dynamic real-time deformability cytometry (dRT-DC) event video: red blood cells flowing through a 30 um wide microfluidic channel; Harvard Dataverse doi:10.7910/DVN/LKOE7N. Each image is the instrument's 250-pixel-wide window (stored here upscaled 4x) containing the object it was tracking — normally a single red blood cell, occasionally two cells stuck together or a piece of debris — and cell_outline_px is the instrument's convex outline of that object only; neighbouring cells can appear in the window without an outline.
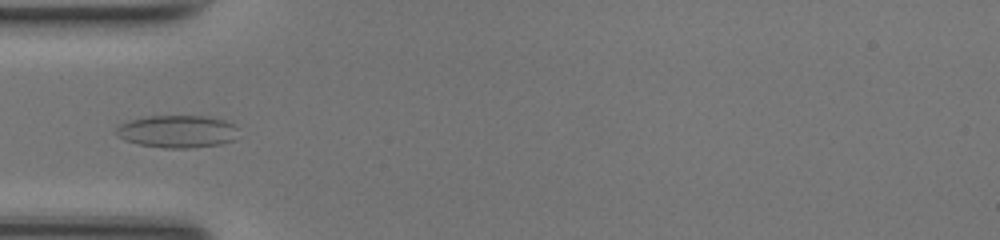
{"species": "common noctule bat (a hibernating species)", "species_latin": "Nyctalus noctula", "temperature_condition": "room temperature", "stored_images_in_passage": 46, "camera_frame_rate_fps": 3000, "um_per_image_px": 0.085, "animal": {"sex": "female", "body_mass_g": 17.0, "forearm_length_mm": 48.0}, "frame": {"image": 1, "passage_image": 12, "time_ms": 3.667, "image_size_px": [1000, 240], "cell_outline_px": [[236, 128], [232, 140], [220, 144], [188, 148], [164, 148], [140, 144], [124, 140], [116, 132], [116, 128], [120, 124], [132, 120], [148, 116], [212, 116], [236, 124]], "centroid_in_image_um": [15.07, 11.16], "position_along_channel_um": 69.9, "area_um2": 22.89}}
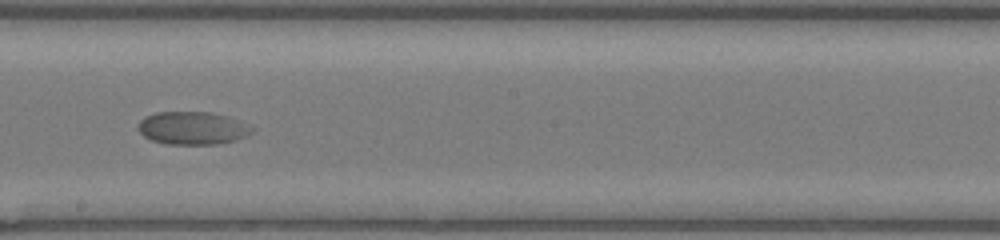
{"frame": {"image": 2, "passage_image": 24, "time_ms": 7.667, "image_size_px": [1000, 240], "cell_outline_px": [[256, 128], [248, 136], [236, 140], [216, 144], [168, 144], [152, 140], [144, 136], [140, 132], [140, 120], [144, 116], [156, 112], [208, 112], [228, 116]], "centroid_in_image_um": [16.4, 10.89], "position_along_channel_um": 231.8, "area_um2": 21.79}}
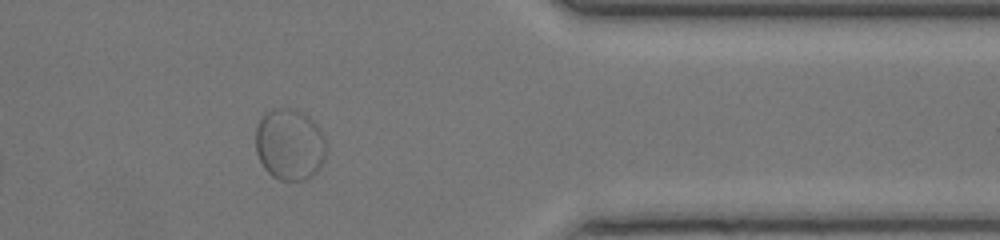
{"frame": {"image": 3, "passage_image": 37, "time_ms": 12.0, "image_size_px": [1000, 240], "cell_outline_px": [[324, 160], [320, 168], [312, 176], [304, 180], [280, 180], [272, 176], [264, 168], [256, 152], [256, 124], [260, 116], [276, 108], [296, 108], [308, 116], [316, 124], [324, 136]], "centroid_in_image_um": [24.6, 12.27], "position_along_channel_um": 386.8, "area_um2": 29.48}, "authors_computed_cell_mechanics": {"area_um2": 24.4205, "velocity_mm_per_s": 4.0531, "shape_relaxation_time_tau1_ms": 8.3579, "shape_relaxation_time_tau2_ms": null, "deformation_change_tau1": 0.1469, "deformation_change_tau2": null}}